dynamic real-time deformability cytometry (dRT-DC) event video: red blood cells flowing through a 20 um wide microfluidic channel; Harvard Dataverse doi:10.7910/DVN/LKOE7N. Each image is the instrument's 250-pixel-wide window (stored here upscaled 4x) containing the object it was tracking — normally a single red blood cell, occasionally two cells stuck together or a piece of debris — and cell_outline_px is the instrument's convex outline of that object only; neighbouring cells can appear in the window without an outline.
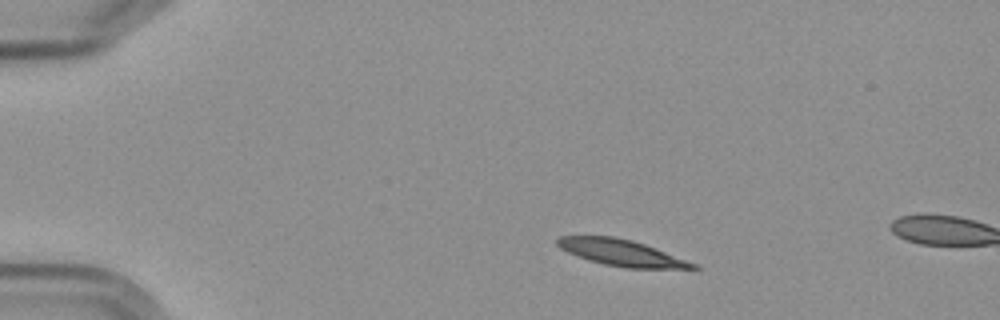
{"species": "Egyptian fruit bat (a non-hibernating species)", "species_latin": "Rousettus aegyptiacus", "temperature_condition": "cold", "stored_images_in_passage": 4, "camera_frame_rate_fps": 3000, "um_per_image_px": 0.085, "frame": {"image": 1, "passage_image": 2, "time_ms": 1.0, "image_size_px": [1000, 320], "cell_outline_px": [[700, 268], [628, 268], [604, 264], [588, 260], [576, 256], [560, 248], [556, 244], [556, 240], [560, 236], [616, 236], [632, 240], [644, 244], [696, 264]], "centroid_in_image_um": [52.74, 21.47], "position_along_channel_um": 32.3, "area_um2": 20.46}}